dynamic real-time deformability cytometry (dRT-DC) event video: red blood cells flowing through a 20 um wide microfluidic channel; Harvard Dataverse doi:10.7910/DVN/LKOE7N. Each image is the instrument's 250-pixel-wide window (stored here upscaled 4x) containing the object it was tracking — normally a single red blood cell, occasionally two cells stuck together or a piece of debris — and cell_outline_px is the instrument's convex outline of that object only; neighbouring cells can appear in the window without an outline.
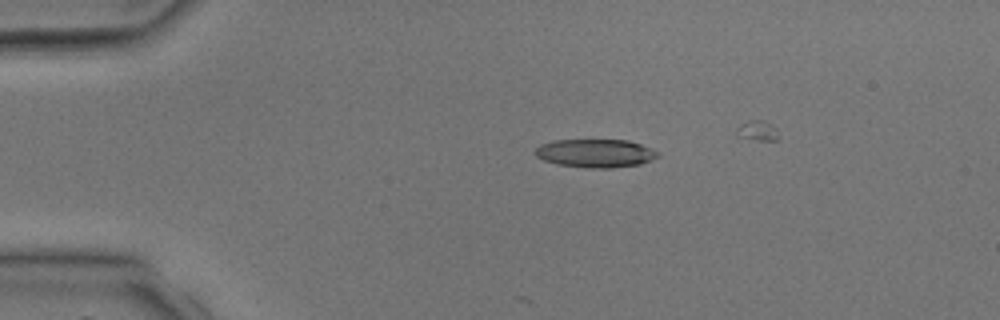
{"species": "common noctule bat (a hibernating species)", "species_latin": "Nyctalus noctula", "temperature_condition": "room temperature", "stored_images_in_passage": 4, "camera_frame_rate_fps": 3000, "um_per_image_px": 0.085, "animal": {"sex": "male", "body_mass_g": 17.9, "forearm_length_mm": 54.2}, "frame": {"image": 1, "passage_image": 1, "time_ms": 0.0, "image_size_px": [1000, 320], "cell_outline_px": [[660, 156], [652, 160], [640, 164], [612, 168], [588, 168], [556, 164], [544, 160], [536, 156], [536, 148], [540, 144], [556, 140], [628, 140], [640, 144], [660, 152]], "centroid_in_image_um": [50.64, 13.03], "position_along_channel_um": 34.4, "area_um2": 20.29}}